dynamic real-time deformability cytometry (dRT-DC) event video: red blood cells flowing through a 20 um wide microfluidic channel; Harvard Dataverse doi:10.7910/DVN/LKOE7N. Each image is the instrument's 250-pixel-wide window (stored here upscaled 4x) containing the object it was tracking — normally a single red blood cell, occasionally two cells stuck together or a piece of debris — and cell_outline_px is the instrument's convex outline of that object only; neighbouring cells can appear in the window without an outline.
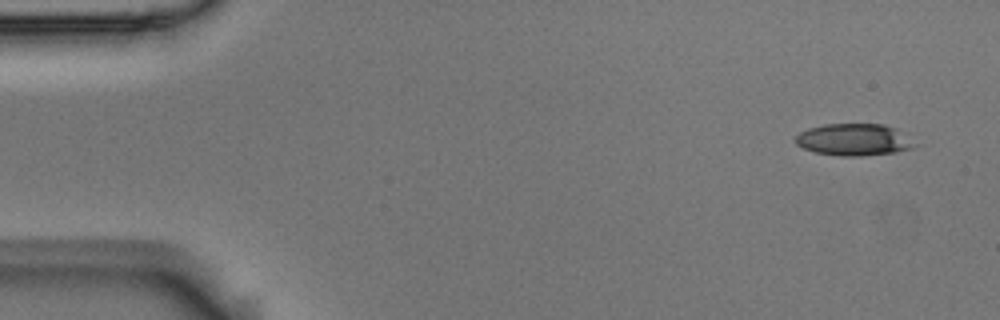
{"species": "Egyptian fruit bat (a non-hibernating species)", "species_latin": "Rousettus aegyptiacus", "temperature_condition": "room temperature", "stored_images_in_passage": 4, "camera_frame_rate_fps": 3000, "um_per_image_px": 0.085, "animal": {"sex": "male"}, "frame": {"image": 1, "passage_image": 1, "time_ms": 0.0, "image_size_px": [1000, 320], "cell_outline_px": [[920, 144], [912, 148], [896, 152], [860, 156], [840, 156], [816, 152], [804, 148], [796, 144], [796, 136], [800, 132], [808, 128], [824, 124], [884, 124], [896, 128]], "centroid_in_image_um": [72.63, 11.87], "position_along_channel_um": 12.4, "area_um2": 22.31}}
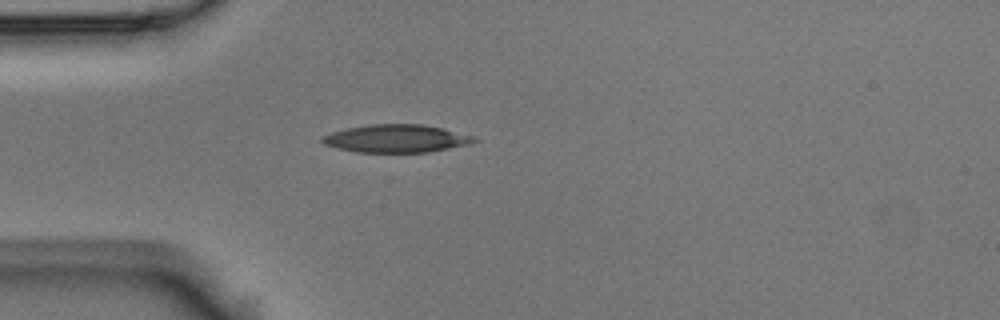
{"frame": {"image": 2, "passage_image": 4, "time_ms": 1.0, "image_size_px": [1000, 320], "cell_outline_px": [[480, 140], [472, 144], [428, 152], [356, 152], [324, 144], [320, 140], [320, 136], [332, 132], [348, 128], [372, 124], [424, 124], [444, 128], [476, 136]], "centroid_in_image_um": [33.76, 11.77], "position_along_channel_um": 51.2, "area_um2": 24.85}}